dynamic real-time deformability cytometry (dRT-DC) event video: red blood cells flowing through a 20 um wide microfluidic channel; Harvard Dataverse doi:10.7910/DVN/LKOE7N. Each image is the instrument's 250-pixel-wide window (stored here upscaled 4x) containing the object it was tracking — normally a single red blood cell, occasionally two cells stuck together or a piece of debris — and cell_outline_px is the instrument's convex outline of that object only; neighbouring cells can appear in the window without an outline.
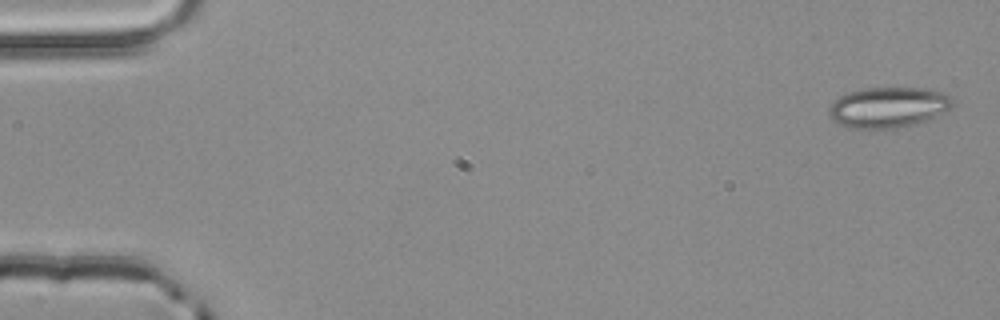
{"species": "common noctule bat (a hibernating species)", "species_latin": "Nyctalus noctula", "temperature_condition": "room temperature", "stored_images_in_passage": 4, "camera_frame_rate_fps": 3000, "um_per_image_px": 0.085, "animal": {"sex": "male", "body_mass_g": 20.4}, "frame": {"image": 1, "passage_image": 1, "time_ms": 0.0, "image_size_px": [1000, 320], "cell_outline_px": [[956, 104], [952, 108], [924, 120], [904, 128], [852, 128], [840, 124], [832, 120], [828, 112], [828, 108], [840, 96], [848, 92], [868, 88], [928, 88], [948, 96]], "centroid_in_image_um": [75.49, 9.12], "position_along_channel_um": 9.5, "area_um2": 28.96}}
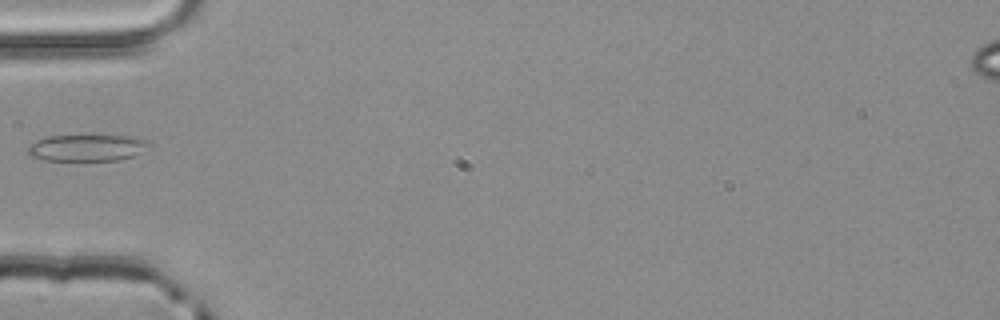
{"frame": {"image": 2, "passage_image": 4, "time_ms": 1.0, "image_size_px": [1000, 320], "cell_outline_px": [[152, 144], [136, 156], [120, 160], [44, 160], [28, 156], [28, 148], [36, 140], [48, 136], [128, 136], [148, 140]], "centroid_in_image_um": [7.42, 12.57], "position_along_channel_um": 77.6, "area_um2": 18.79}}